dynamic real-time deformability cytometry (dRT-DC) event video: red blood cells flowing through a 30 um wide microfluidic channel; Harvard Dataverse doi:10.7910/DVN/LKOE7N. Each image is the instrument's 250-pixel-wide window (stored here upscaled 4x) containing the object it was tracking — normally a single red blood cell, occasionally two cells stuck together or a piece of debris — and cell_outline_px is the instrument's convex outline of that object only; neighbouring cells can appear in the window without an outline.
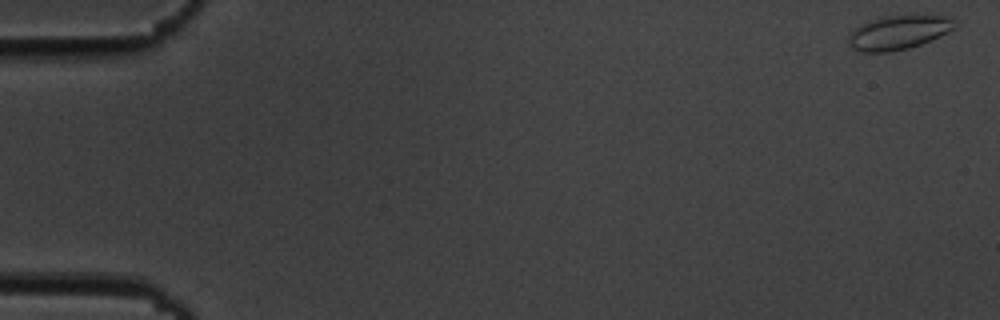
{"species": "common noctule bat (a hibernating species)", "species_latin": "Nyctalus noctula", "temperature_condition": "cold", "stored_images_in_passage": 56, "camera_frame_rate_fps": 3000, "um_per_image_px": 0.085, "animal": {"sex": "male", "body_mass_g": 19.5, "forearm_length_mm": 54.6}, "frame": {"image": 1, "passage_image": 1, "time_ms": 0.0, "image_size_px": [1000, 320], "cell_outline_px": [[956, 28], [940, 36], [920, 44], [908, 48], [888, 52], [860, 52], [852, 48], [848, 40], [848, 36], [860, 24], [868, 20], [888, 16], [916, 12], [944, 16], [952, 20], [956, 24]], "centroid_in_image_um": [76.4, 2.71], "position_along_channel_um": 8.6, "area_um2": 21.56}}
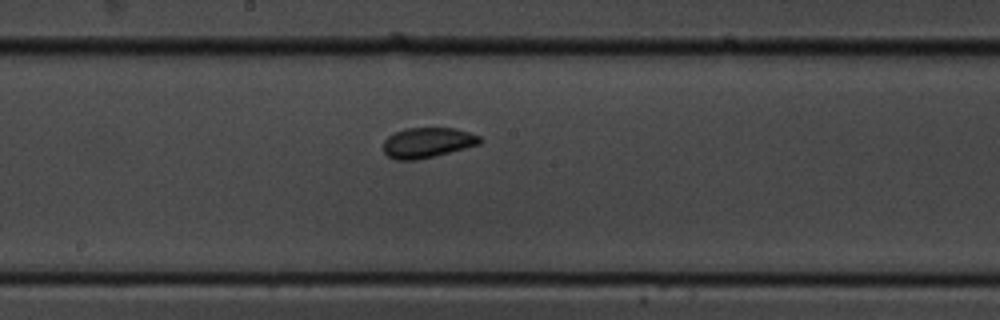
{"frame": {"image": 2, "passage_image": 30, "time_ms": 9.667, "image_size_px": [1000, 320], "cell_outline_px": [[484, 140], [480, 144], [416, 160], [396, 160], [388, 156], [384, 152], [384, 140], [388, 136], [404, 128], [456, 128], [480, 136]], "centroid_in_image_um": [36.33, 12.11], "position_along_channel_um": 211.9, "area_um2": 16.88}}
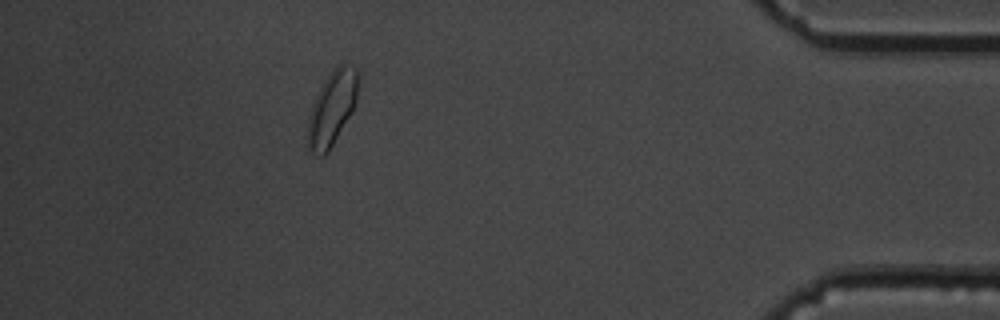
{"frame": {"image": 3, "passage_image": 50, "time_ms": 16.333, "image_size_px": [1000, 320], "cell_outline_px": [[356, 100], [348, 116], [328, 152], [324, 156], [320, 156], [312, 152], [308, 148], [308, 116], [312, 104], [324, 80], [340, 64], [344, 64], [356, 68]], "centroid_in_image_um": [28.17, 9.24], "position_along_channel_um": 407.0, "area_um2": 20.75}, "authors_computed_cell_mechanics": {"area_um2": 17.7157, "velocity_mm_per_s": 3.6221, "shape_relaxation_time_tau1_ms": null, "shape_relaxation_time_tau2_ms": 2.702, "deformation_change_tau1": null, "deformation_change_tau2": 0.0495}}